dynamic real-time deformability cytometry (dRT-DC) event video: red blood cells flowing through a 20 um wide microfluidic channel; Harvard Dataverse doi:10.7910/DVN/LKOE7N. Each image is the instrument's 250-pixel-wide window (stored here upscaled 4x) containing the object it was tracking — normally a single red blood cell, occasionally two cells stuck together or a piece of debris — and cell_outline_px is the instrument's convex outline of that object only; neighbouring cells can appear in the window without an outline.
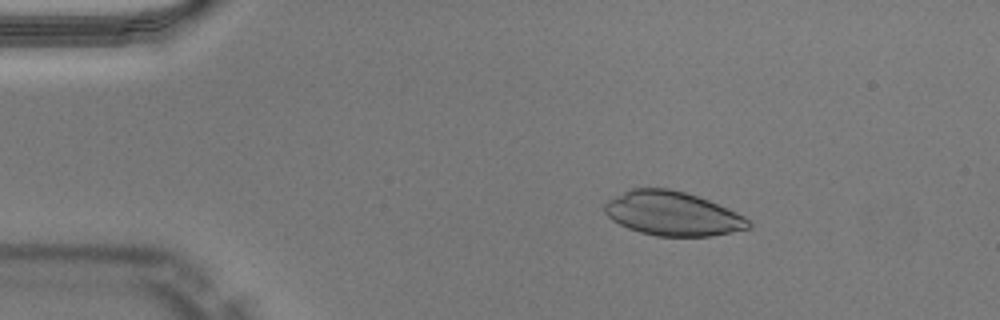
{"species": "Egyptian fruit bat (a non-hibernating species)", "species_latin": "Rousettus aegyptiacus", "temperature_condition": "warm", "stored_images_in_passage": 45, "camera_frame_rate_fps": 3000, "um_per_image_px": 0.085, "animal": {"sex": "male"}, "frame": {"image": 1, "passage_image": 4, "time_ms": 1.0, "image_size_px": [1000, 320], "cell_outline_px": [[752, 228], [712, 236], [656, 236], [640, 232], [628, 228], [612, 220], [604, 212], [604, 204], [608, 200], [632, 188], [668, 188], [684, 192], [708, 200], [736, 212], [744, 216], [752, 224]], "centroid_in_image_um": [57.17, 18.17], "position_along_channel_um": 27.8, "area_um2": 36.82}}
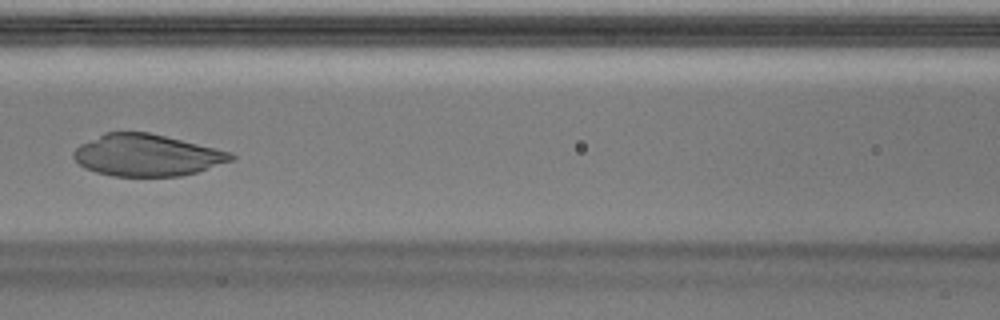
{"frame": {"image": 2, "passage_image": 18, "time_ms": 5.667, "image_size_px": [1000, 320], "cell_outline_px": [[236, 156], [232, 160], [196, 172], [180, 176], [112, 176], [96, 172], [84, 168], [72, 156], [72, 152], [80, 144], [104, 132], [148, 132], [232, 152]], "centroid_in_image_um": [12.44, 13.19], "position_along_channel_um": 154.2, "area_um2": 38.15}}
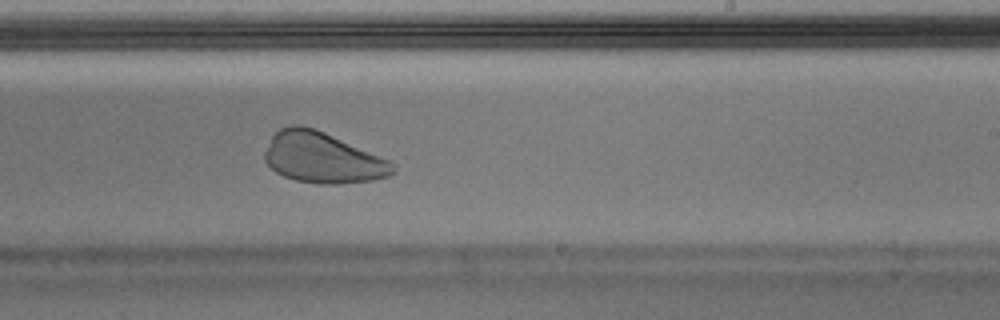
{"frame": {"image": 3, "passage_image": 26, "time_ms": 8.333, "image_size_px": [1000, 320], "cell_outline_px": [[396, 168], [388, 176], [372, 180], [336, 184], [320, 184], [296, 180], [284, 176], [276, 172], [264, 160], [264, 152], [272, 136], [280, 128], [292, 124], [300, 124], [316, 128], [388, 160]], "centroid_in_image_um": [27.37, 13.39], "position_along_channel_um": 261.6, "area_um2": 37.57}}